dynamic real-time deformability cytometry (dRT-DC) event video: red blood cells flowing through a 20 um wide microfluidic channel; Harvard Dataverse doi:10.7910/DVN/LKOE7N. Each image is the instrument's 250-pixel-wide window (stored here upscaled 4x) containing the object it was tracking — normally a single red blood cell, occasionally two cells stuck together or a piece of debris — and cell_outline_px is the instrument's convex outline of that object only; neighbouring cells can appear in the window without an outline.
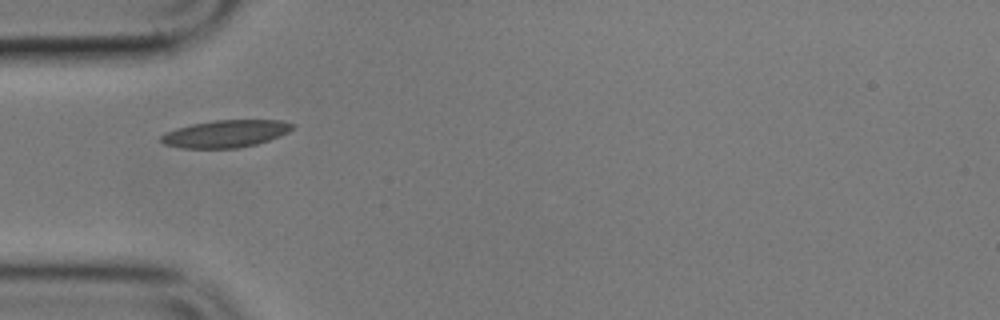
{"species": "common noctule bat (a hibernating species)", "species_latin": "Nyctalus noctula", "temperature_condition": "cold", "stored_images_in_passage": 2, "camera_frame_rate_fps": 3000, "um_per_image_px": 0.085, "animal": {"sex": "male", "body_mass_g": 17.9}, "frame": {"image": 1, "passage_image": 1, "time_ms": 0.0, "image_size_px": [1000, 320], "cell_outline_px": [[296, 124], [288, 132], [268, 140], [256, 144], [240, 148], [180, 148], [164, 144], [160, 140], [160, 136], [164, 132], [176, 128], [192, 124], [212, 120], [280, 120]], "centroid_in_image_um": [19.14, 11.36], "position_along_channel_um": 65.9, "area_um2": 20.98}}
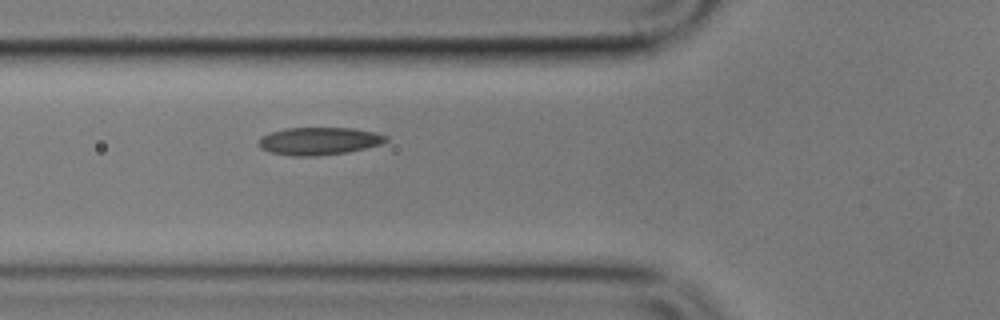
{"frame": {"image": 2, "passage_image": 2, "time_ms": 1.0, "image_size_px": [1000, 320], "cell_outline_px": [[388, 140], [380, 144], [348, 152], [316, 156], [292, 156], [268, 152], [260, 148], [260, 140], [264, 136], [272, 132], [284, 128], [352, 128], [372, 132], [388, 136]], "centroid_in_image_um": [27.11, 12.0], "position_along_channel_um": 98.7, "area_um2": 20.29}}